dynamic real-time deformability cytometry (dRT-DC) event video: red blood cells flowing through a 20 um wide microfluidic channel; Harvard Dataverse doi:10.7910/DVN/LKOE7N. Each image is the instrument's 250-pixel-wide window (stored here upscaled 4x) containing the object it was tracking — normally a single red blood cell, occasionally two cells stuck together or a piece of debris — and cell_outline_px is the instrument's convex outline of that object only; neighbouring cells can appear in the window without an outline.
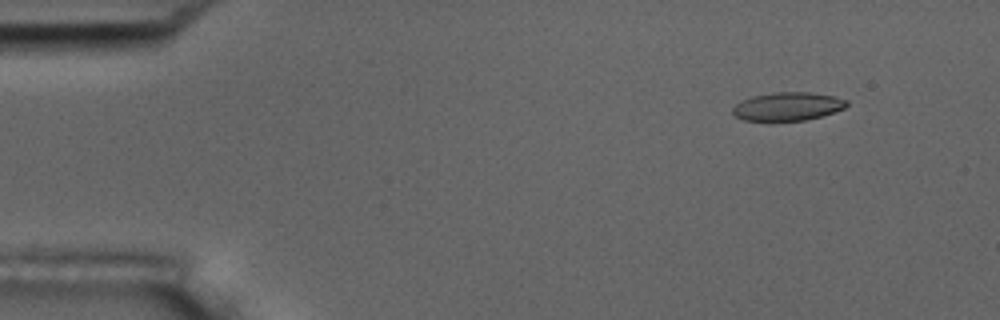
{"species": "common noctule bat (a hibernating species)", "species_latin": "Nyctalus noctula", "temperature_condition": "room temperature", "stored_images_in_passage": 5, "segment_of_instrument_passage": [1, 2], "camera_frame_rate_fps": 3000, "um_per_image_px": 0.085, "animal": {"sex": "male", "body_mass_g": 17.5, "forearm_length_mm": 52.3}, "frame": {"image": 1, "passage_image": 1, "time_ms": 0.0, "image_size_px": [1000, 320], "cell_outline_px": [[848, 104], [844, 108], [820, 116], [804, 120], [744, 120], [736, 116], [732, 112], [732, 108], [736, 104], [752, 96], [772, 92], [812, 92], [832, 96], [848, 100]], "centroid_in_image_um": [66.95, 9.03], "position_along_channel_um": 18.1, "area_um2": 18.55}}